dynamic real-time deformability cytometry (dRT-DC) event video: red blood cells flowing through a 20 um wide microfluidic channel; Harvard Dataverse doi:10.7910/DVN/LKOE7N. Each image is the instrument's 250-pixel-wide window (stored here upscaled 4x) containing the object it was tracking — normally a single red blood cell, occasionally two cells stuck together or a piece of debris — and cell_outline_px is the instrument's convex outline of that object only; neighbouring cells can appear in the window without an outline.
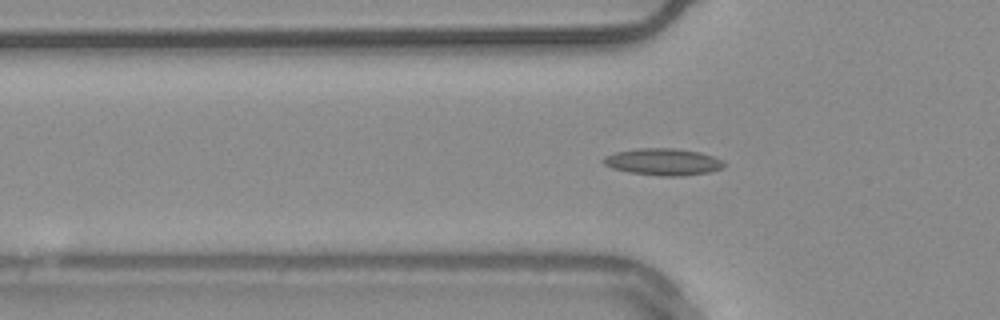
{"species": "common noctule bat (a hibernating species)", "species_latin": "Nyctalus noctula", "temperature_condition": "warm", "stored_images_in_passage": 52, "camera_frame_rate_fps": 3000, "um_per_image_px": 0.085, "animal": {"sex": "male", "body_mass_g": 20.4}, "frame": {"image": 1, "passage_image": 16, "time_ms": 5.0, "image_size_px": [1000, 320], "cell_outline_px": [[728, 164], [724, 168], [712, 172], [680, 176], [660, 176], [628, 172], [612, 168], [604, 164], [600, 160], [604, 156], [616, 152], [640, 148], [676, 148], [700, 152], [724, 160]], "centroid_in_image_um": [56.41, 13.76], "position_along_channel_um": 69.4, "area_um2": 19.19}, "authors_computed_cell_mechanics": {"area_um2": 16.5019, "velocity_mm_per_s": 3.7594, "shape_relaxation_time_tau1_ms": null, "shape_relaxation_time_tau2_ms": 5.3087, "deformation_change_tau1": null, "deformation_change_tau2": 0.1381}}